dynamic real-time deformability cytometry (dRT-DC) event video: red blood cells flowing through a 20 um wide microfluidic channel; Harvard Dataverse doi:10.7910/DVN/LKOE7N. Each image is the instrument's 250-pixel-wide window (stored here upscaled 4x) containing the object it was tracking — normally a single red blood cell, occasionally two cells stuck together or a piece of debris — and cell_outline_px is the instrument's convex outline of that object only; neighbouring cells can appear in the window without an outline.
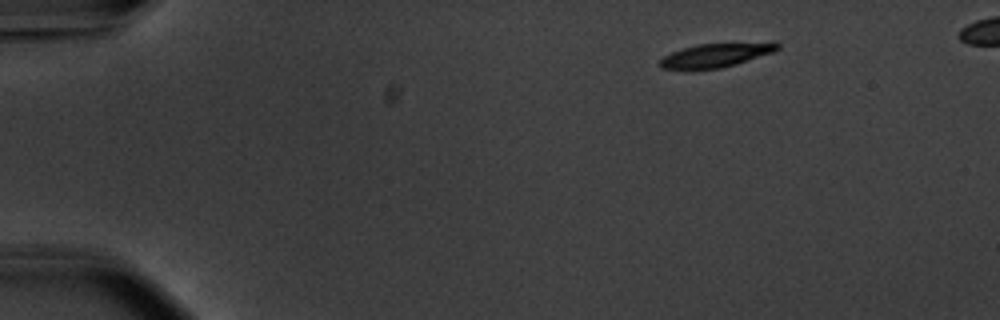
{"species": "common noctule bat (a hibernating species)", "species_latin": "Nyctalus noctula", "temperature_condition": "warm", "stored_images_in_passage": 48, "camera_frame_rate_fps": 3000, "um_per_image_px": 0.085, "animal": {"sex": "male", "body_mass_g": 20.1, "forearm_length_mm": 53.5}, "frame": {"image": 1, "passage_image": 1, "time_ms": 0.0, "image_size_px": [1000, 320], "cell_outline_px": [[780, 48], [772, 52], [736, 64], [720, 68], [660, 68], [660, 60], [664, 56], [672, 52], [696, 44], [772, 40], [776, 40], [780, 44]], "centroid_in_image_um": [61.0, 4.62], "position_along_channel_um": 24.0, "area_um2": 16.53}}
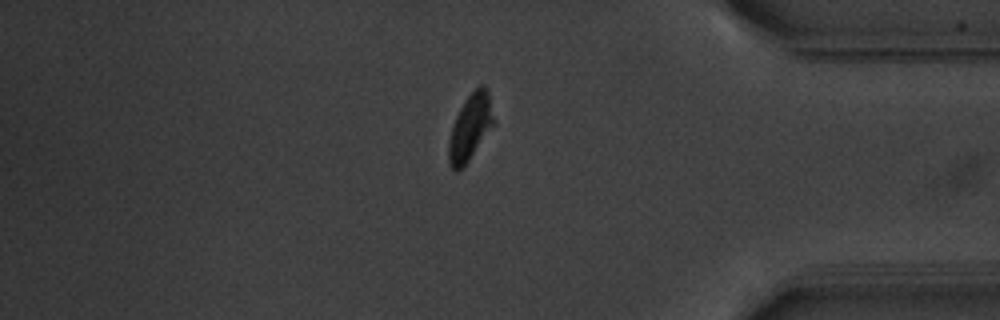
{"frame": {"image": 2, "passage_image": 40, "time_ms": 13.0, "image_size_px": [1000, 320], "cell_outline_px": [[496, 124], [464, 168], [456, 172], [448, 164], [448, 144], [452, 128], [456, 116], [464, 100], [480, 84], [484, 84], [488, 92], [496, 120]], "centroid_in_image_um": [40.0, 10.86], "position_along_channel_um": 395.2, "area_um2": 17.86}}
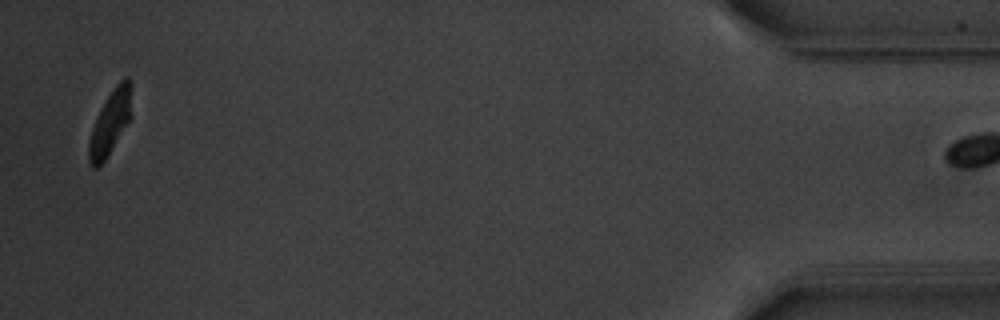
{"frame": {"image": 3, "passage_image": 47, "time_ms": 15.333, "image_size_px": [1000, 320], "cell_outline_px": [[132, 116], [104, 160], [96, 168], [92, 168], [88, 164], [88, 140], [96, 116], [108, 96], [116, 84], [124, 76], [128, 76], [132, 84]], "centroid_in_image_um": [9.38, 10.37], "position_along_channel_um": 425.8, "area_um2": 16.13}}